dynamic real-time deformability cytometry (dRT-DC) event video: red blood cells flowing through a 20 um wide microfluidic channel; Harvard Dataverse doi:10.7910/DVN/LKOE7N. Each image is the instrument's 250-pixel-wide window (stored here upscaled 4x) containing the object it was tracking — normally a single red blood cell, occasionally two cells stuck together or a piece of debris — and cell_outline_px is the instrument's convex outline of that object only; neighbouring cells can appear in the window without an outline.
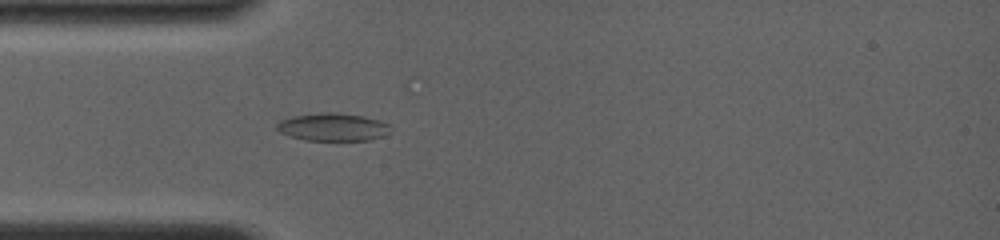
{"species": "common noctule bat (a hibernating species)", "species_latin": "Nyctalus noctula", "temperature_condition": "room temperature", "stored_images_in_passage": 28, "camera_frame_rate_fps": 4000, "um_per_image_px": 0.085, "animal": {"sex": "female", "body_mass_g": 19.0, "forearm_length_mm": 56.7}, "frame": {"image": 1, "passage_image": 8, "time_ms": 3.75, "image_size_px": [1000, 240], "cell_outline_px": [[388, 132], [384, 136], [368, 140], [304, 140], [280, 132], [276, 128], [276, 124], [280, 120], [292, 116], [320, 112], [340, 112], [364, 116], [388, 124]], "centroid_in_image_um": [28.25, 10.78], "position_along_channel_um": 56.8, "area_um2": 18.32}}
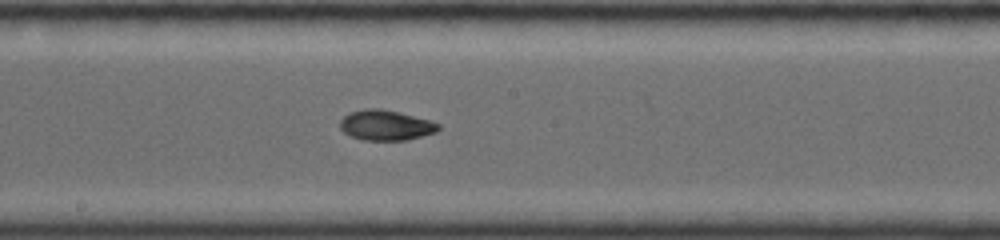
{"frame": {"image": 2, "passage_image": 17, "time_ms": 7.75, "image_size_px": [1000, 240], "cell_outline_px": [[440, 128], [436, 132], [408, 140], [360, 140], [344, 132], [340, 128], [340, 120], [348, 112], [364, 108], [380, 108], [400, 112], [432, 120], [440, 124]], "centroid_in_image_um": [32.8, 10.63], "position_along_channel_um": 215.4, "area_um2": 17.63}}
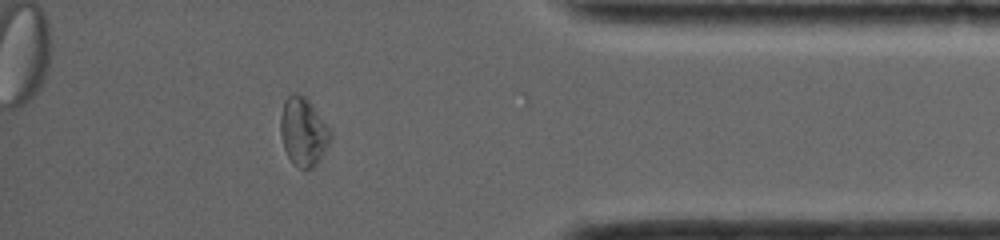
{"frame": {"image": 3, "passage_image": 25, "time_ms": 13.0, "image_size_px": [1000, 240], "cell_outline_px": [[332, 136], [320, 160], [312, 168], [304, 172], [288, 156], [284, 148], [280, 132], [280, 116], [284, 100], [292, 92], [296, 92], [304, 96], [308, 100], [328, 128]], "centroid_in_image_um": [25.75, 11.2], "position_along_channel_um": 409.4, "area_um2": 19.65}, "authors_computed_cell_mechanics": {"area_um2": 18.0625, "velocity_mm_per_s": 4.0082, "shape_relaxation_time_tau1_ms": null, "shape_relaxation_time_tau2_ms": 4.4438, "deformation_change_tau1": null, "deformation_change_tau2": 0.0717}}